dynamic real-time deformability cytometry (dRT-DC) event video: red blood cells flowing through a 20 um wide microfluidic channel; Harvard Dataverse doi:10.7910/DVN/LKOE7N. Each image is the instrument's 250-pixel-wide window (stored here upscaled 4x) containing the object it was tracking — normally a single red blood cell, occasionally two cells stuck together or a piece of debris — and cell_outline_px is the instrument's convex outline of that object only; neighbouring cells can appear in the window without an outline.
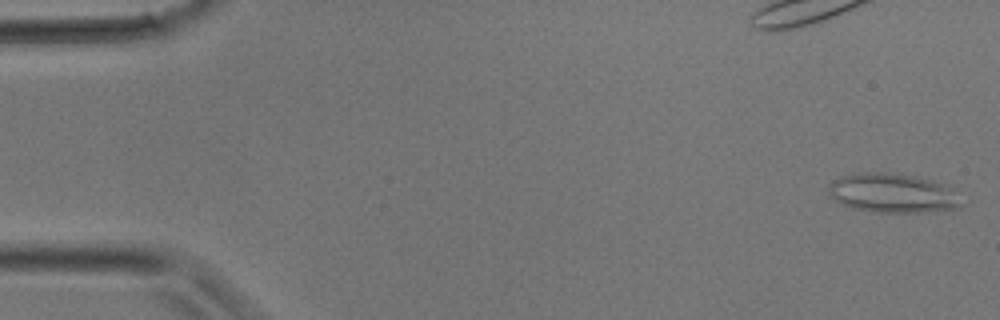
{"species": "common noctule bat (a hibernating species)", "species_latin": "Nyctalus noctula", "temperature_condition": "room temperature", "stored_images_in_passage": 4, "camera_frame_rate_fps": 3000, "um_per_image_px": 0.085, "animal": {"sex": "male", "body_mass_g": 17.9}, "frame": {"image": 1, "passage_image": 1, "time_ms": 0.0, "image_size_px": [1000, 320], "cell_outline_px": [[964, 204], [960, 208], [928, 212], [876, 212], [852, 208], [828, 196], [828, 184], [832, 180], [840, 176], [860, 172], [884, 172], [912, 176], [932, 180], [940, 184]], "centroid_in_image_um": [75.77, 16.42], "position_along_channel_um": 9.2, "area_um2": 30.0}}